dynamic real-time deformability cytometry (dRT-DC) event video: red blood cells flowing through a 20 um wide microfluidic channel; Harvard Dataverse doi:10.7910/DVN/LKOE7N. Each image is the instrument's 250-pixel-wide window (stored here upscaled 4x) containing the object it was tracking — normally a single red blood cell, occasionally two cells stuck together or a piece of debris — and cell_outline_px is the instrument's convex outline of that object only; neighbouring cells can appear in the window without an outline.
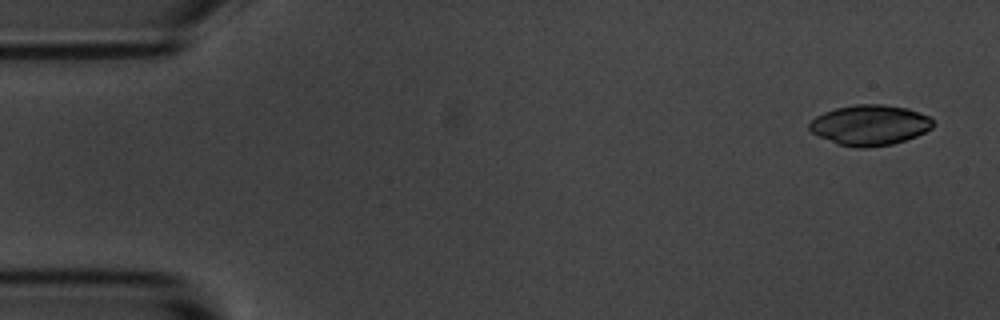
{"species": "common noctule bat (a hibernating species)", "species_latin": "Nyctalus noctula", "temperature_condition": "room temperature", "stored_images_in_passage": 4, "camera_frame_rate_fps": 3000, "um_per_image_px": 0.085, "animal": {"sex": "male", "body_mass_g": 20.1, "forearm_length_mm": 53.5}, "frame": {"image": 1, "passage_image": 1, "time_ms": 0.0, "image_size_px": [1000, 320], "cell_outline_px": [[932, 128], [916, 136], [892, 144], [864, 148], [860, 148], [840, 144], [820, 136], [812, 132], [808, 128], [808, 124], [816, 116], [824, 112], [836, 108], [856, 104], [884, 104], [908, 108], [928, 116], [932, 120]], "centroid_in_image_um": [73.93, 10.62], "position_along_channel_um": 11.1, "area_um2": 28.78}}